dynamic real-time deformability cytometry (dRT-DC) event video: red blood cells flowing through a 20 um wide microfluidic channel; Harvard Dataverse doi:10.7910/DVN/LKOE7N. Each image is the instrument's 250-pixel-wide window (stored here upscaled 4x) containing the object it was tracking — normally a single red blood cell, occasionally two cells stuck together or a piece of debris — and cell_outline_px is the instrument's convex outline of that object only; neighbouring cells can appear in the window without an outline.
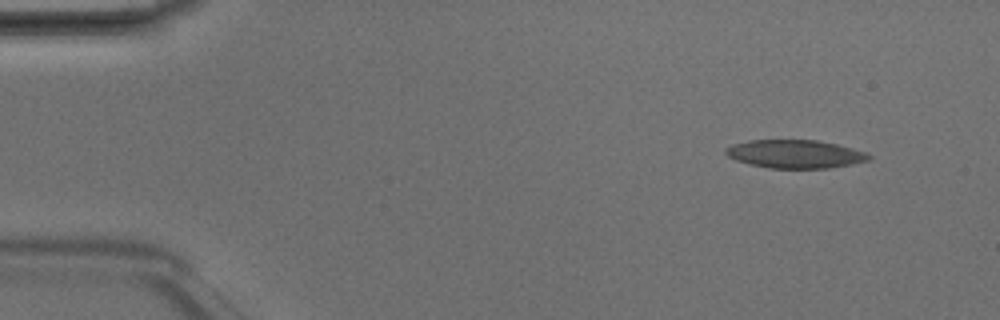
{"species": "Egyptian fruit bat (a non-hibernating species)", "species_latin": "Rousettus aegyptiacus", "temperature_condition": "room temperature", "stored_images_in_passage": 3, "camera_frame_rate_fps": 3000, "um_per_image_px": 0.085, "animal": {"sex": "male"}, "frame": {"image": 1, "passage_image": 1, "time_ms": 0.0, "image_size_px": [1000, 320], "cell_outline_px": [[872, 156], [868, 160], [852, 164], [828, 168], [768, 168], [736, 160], [728, 156], [724, 152], [724, 148], [732, 144], [748, 140], [816, 140], [836, 144], [868, 152]], "centroid_in_image_um": [67.58, 13.08], "position_along_channel_um": 17.4, "area_um2": 23.58}}